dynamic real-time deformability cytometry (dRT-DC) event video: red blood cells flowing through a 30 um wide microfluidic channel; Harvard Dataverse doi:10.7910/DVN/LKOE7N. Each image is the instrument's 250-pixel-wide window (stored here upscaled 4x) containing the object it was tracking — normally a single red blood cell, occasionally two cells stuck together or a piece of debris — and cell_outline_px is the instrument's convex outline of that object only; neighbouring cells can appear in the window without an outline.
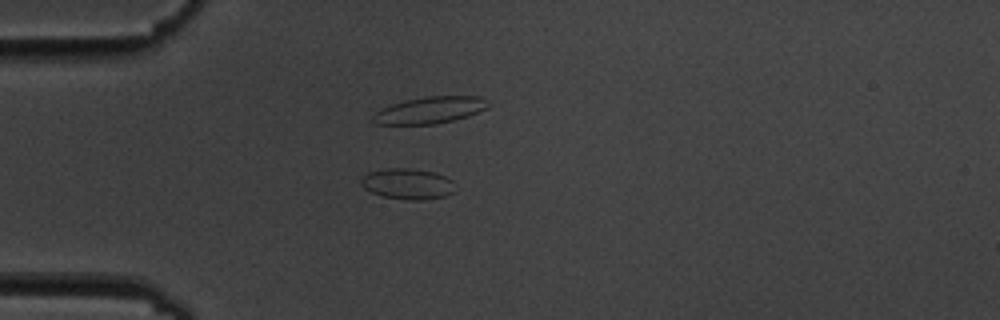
{"species": "common noctule bat (a hibernating species)", "species_latin": "Nyctalus noctula", "temperature_condition": "cold", "stored_images_in_passage": 6, "camera_frame_rate_fps": 3000, "um_per_image_px": 0.085, "animal": {"sex": "male", "body_mass_g": 19.5, "forearm_length_mm": 54.6}, "frame": {"image": 1, "passage_image": 3, "time_ms": 2.333, "image_size_px": [1000, 320], "cell_outline_px": [[452, 192], [444, 196], [424, 200], [412, 200], [384, 196], [372, 192], [364, 188], [360, 184], [360, 180], [368, 172], [384, 168], [412, 168], [436, 172], [452, 180]], "centroid_in_image_um": [34.61, 15.61], "position_along_channel_um": 50.4, "area_um2": 16.76}}